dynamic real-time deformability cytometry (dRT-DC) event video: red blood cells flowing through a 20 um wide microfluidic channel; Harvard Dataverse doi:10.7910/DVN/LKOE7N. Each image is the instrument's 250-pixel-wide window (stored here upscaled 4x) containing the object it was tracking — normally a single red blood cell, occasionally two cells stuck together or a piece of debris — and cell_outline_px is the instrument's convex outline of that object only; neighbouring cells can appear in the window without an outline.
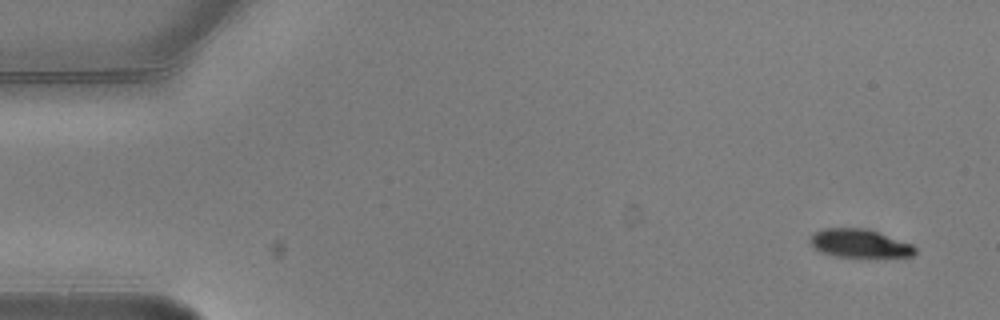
{"species": "common noctule bat (a hibernating species)", "species_latin": "Nyctalus noctula", "temperature_condition": "warm", "stored_images_in_passage": 5, "camera_frame_rate_fps": 3000, "um_per_image_px": 0.085, "animal": {"sex": "male", "body_mass_g": 20.5, "forearm_length_mm": 52.5}, "frame": {"image": 1, "passage_image": 1, "time_ms": 0.0, "image_size_px": [1000, 320], "cell_outline_px": [[916, 252], [912, 256], [836, 256], [820, 252], [808, 240], [816, 232], [824, 228], [868, 228], [912, 244], [916, 248]], "centroid_in_image_um": [73.07, 20.67], "position_along_channel_um": 11.9, "area_um2": 17.05}}
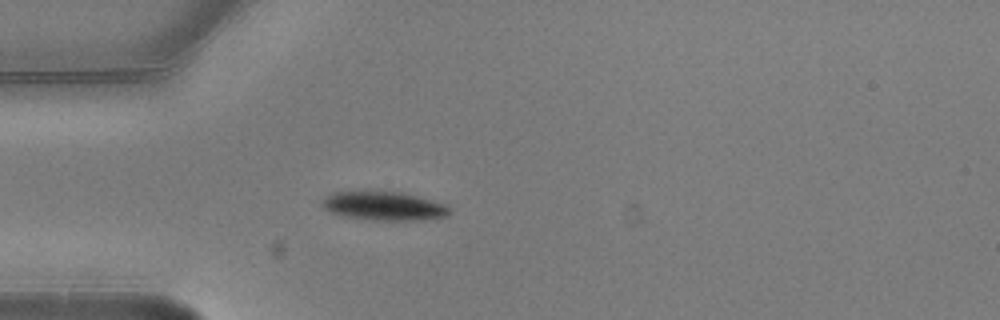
{"frame": {"image": 2, "passage_image": 5, "time_ms": 1.333, "image_size_px": [1000, 320], "cell_outline_px": [[452, 208], [448, 216], [416, 220], [372, 220], [340, 216], [324, 208], [320, 204], [320, 200], [324, 196], [332, 192], [352, 188], [380, 188], [404, 192], [444, 204]], "centroid_in_image_um": [32.5, 17.43], "position_along_channel_um": 52.5, "area_um2": 22.83}}